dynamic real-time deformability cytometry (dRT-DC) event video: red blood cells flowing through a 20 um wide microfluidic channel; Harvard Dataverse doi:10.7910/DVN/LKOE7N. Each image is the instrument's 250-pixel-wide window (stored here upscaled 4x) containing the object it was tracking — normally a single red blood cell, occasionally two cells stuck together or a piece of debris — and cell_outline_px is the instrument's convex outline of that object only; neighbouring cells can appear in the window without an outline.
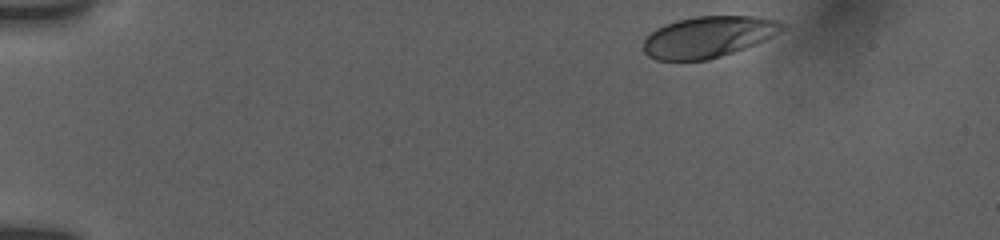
{"species": "human", "species_latin": "Homo sapiens", "temperature_condition": "room temperature", "stored_images_in_passage": 40, "camera_frame_rate_fps": 3000, "um_per_image_px": 0.085, "donor": {"sex": "female"}, "frame": {"image": 1, "passage_image": 2, "time_ms": 0.333, "image_size_px": [1000, 240], "cell_outline_px": [[788, 28], [756, 44], [708, 60], [656, 60], [648, 56], [644, 52], [644, 40], [656, 28], [664, 24], [676, 20], [696, 16], [752, 16], [776, 20], [788, 24]], "centroid_in_image_um": [60.22, 3.12], "position_along_channel_um": 24.8, "area_um2": 33.35}}
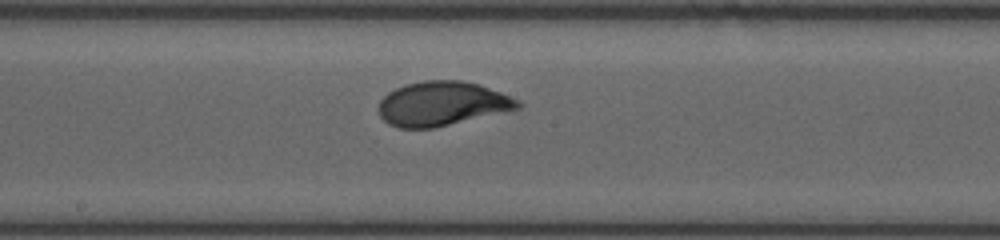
{"frame": {"image": 2, "passage_image": 22, "time_ms": 8.0, "image_size_px": [1000, 240], "cell_outline_px": [[520, 108], [432, 128], [400, 128], [388, 124], [380, 116], [380, 100], [388, 92], [404, 84], [424, 80], [460, 80], [480, 84], [520, 100]], "centroid_in_image_um": [37.56, 8.8], "position_along_channel_um": 210.6, "area_um2": 35.66}}
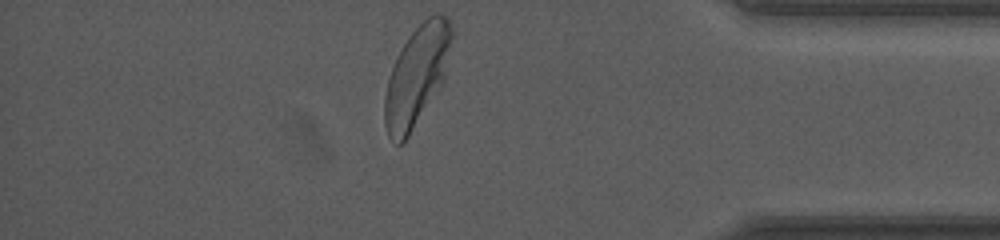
{"frame": {"image": 3, "passage_image": 40, "time_ms": 13.667, "image_size_px": [1000, 240], "cell_outline_px": [[452, 36], [444, 80], [404, 144], [396, 144], [388, 136], [384, 124], [384, 96], [388, 80], [392, 68], [408, 36], [428, 16], [436, 12], [440, 12], [448, 20], [452, 28]], "centroid_in_image_um": [35.41, 6.48], "position_along_channel_um": 399.8, "area_um2": 38.67}, "authors_computed_cell_mechanics": {"area_um2": 35.5759, "velocity_mm_per_s": 3.7802, "shape_relaxation_time_tau1_ms": 2.3355, "shape_relaxation_time_tau2_ms": null, "deformation_change_tau1": 0.1435, "deformation_change_tau2": null}}